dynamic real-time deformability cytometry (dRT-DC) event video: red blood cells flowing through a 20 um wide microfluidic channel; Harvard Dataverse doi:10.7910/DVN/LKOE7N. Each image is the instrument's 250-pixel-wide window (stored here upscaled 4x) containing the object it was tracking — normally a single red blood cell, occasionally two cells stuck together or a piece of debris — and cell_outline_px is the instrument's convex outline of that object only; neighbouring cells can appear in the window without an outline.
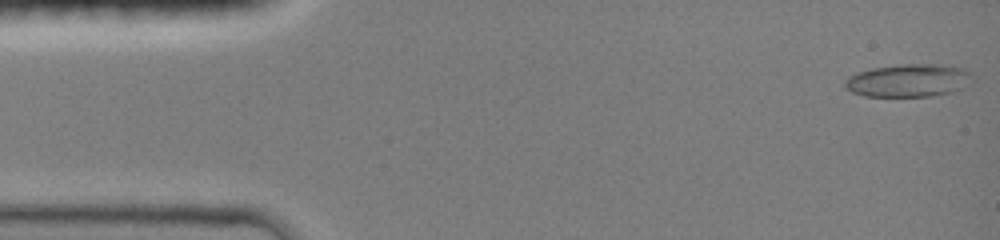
{"species": "common noctule bat (a hibernating species)", "species_latin": "Nyctalus noctula", "temperature_condition": "room temperature", "stored_images_in_passage": 6, "camera_frame_rate_fps": 3000, "um_per_image_px": 0.085, "animal": {"sex": "female", "body_mass_g": 19.0, "forearm_length_mm": 51.5}, "frame": {"image": 1, "passage_image": 1, "time_ms": 0.0, "image_size_px": [1000, 240], "cell_outline_px": [[972, 72], [960, 88], [952, 92], [932, 96], [864, 96], [852, 92], [844, 84], [844, 80], [848, 76], [856, 72], [872, 68], [900, 64], [952, 64], [964, 68]], "centroid_in_image_um": [77.17, 6.82], "position_along_channel_um": 7.8, "area_um2": 24.33}}
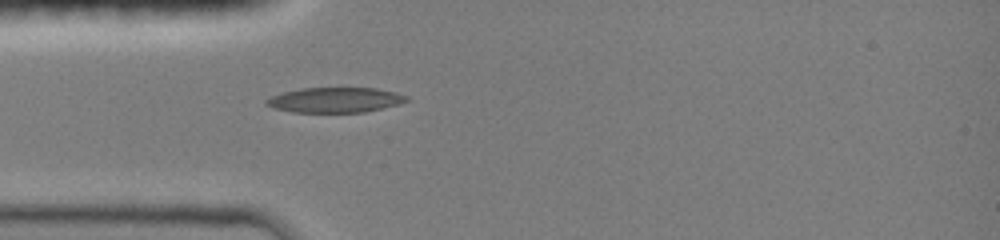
{"frame": {"image": 2, "passage_image": 6, "time_ms": 1.667, "image_size_px": [1000, 240], "cell_outline_px": [[412, 100], [400, 104], [364, 112], [292, 112], [272, 108], [264, 104], [264, 100], [272, 96], [284, 92], [300, 88], [376, 88], [396, 92], [408, 96]], "centroid_in_image_um": [28.5, 8.5], "position_along_channel_um": 56.5, "area_um2": 20.69}}